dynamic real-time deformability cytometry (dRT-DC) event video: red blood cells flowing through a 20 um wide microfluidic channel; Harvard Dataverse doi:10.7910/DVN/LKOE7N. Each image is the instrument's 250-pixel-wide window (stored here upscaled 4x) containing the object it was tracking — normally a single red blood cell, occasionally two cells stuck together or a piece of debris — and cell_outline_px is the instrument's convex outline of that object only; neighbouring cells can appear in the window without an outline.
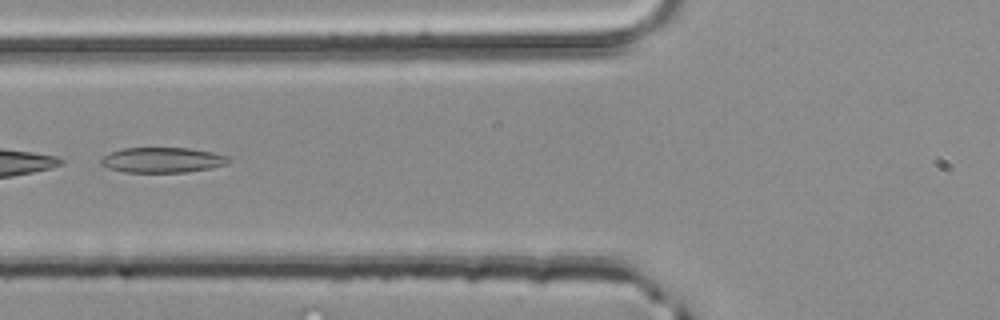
{"species": "common noctule bat (a hibernating species)", "species_latin": "Nyctalus noctula", "temperature_condition": "room temperature", "stored_images_in_passage": 2, "camera_frame_rate_fps": 3000, "um_per_image_px": 0.085, "animal": {"sex": "male", "body_mass_g": 20.4}, "frame": {"image": 1, "passage_image": 2, "time_ms": 0.333, "image_size_px": [1000, 320], "cell_outline_px": [[232, 160], [224, 164], [212, 168], [188, 172], [124, 172], [108, 168], [100, 164], [100, 160], [104, 156], [112, 152], [124, 148], [188, 148], [212, 152], [228, 156]], "centroid_in_image_um": [13.81, 13.6], "position_along_channel_um": 112.0, "area_um2": 18.73}}